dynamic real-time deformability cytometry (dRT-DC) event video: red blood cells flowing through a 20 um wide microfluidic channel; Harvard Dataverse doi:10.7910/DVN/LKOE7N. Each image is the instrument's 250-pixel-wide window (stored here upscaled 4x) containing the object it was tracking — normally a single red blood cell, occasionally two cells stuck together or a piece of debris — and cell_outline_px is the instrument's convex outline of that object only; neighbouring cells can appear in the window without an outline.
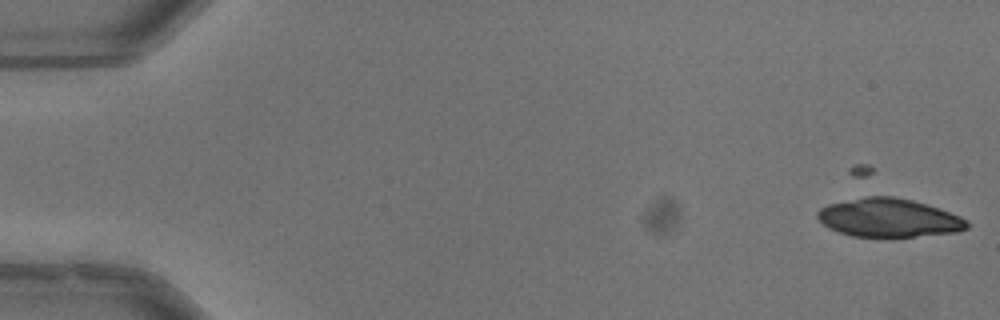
{"species": "common noctule bat (a hibernating species)", "species_latin": "Nyctalus noctula", "temperature_condition": "warm", "stored_images_in_passage": 4, "camera_frame_rate_fps": 3000, "um_per_image_px": 0.085, "animal": {"sex": "male", "body_mass_g": 13.3}, "frame": {"image": 1, "passage_image": 4, "time_ms": 1.0, "image_size_px": [1000, 320], "cell_outline_px": [[968, 228], [960, 232], [892, 240], [888, 240], [852, 236], [828, 228], [816, 216], [816, 212], [820, 208], [828, 204], [868, 196], [892, 196], [912, 200], [960, 216], [968, 220]], "centroid_in_image_um": [75.56, 18.57], "position_along_channel_um": 9.4, "area_um2": 34.45}}